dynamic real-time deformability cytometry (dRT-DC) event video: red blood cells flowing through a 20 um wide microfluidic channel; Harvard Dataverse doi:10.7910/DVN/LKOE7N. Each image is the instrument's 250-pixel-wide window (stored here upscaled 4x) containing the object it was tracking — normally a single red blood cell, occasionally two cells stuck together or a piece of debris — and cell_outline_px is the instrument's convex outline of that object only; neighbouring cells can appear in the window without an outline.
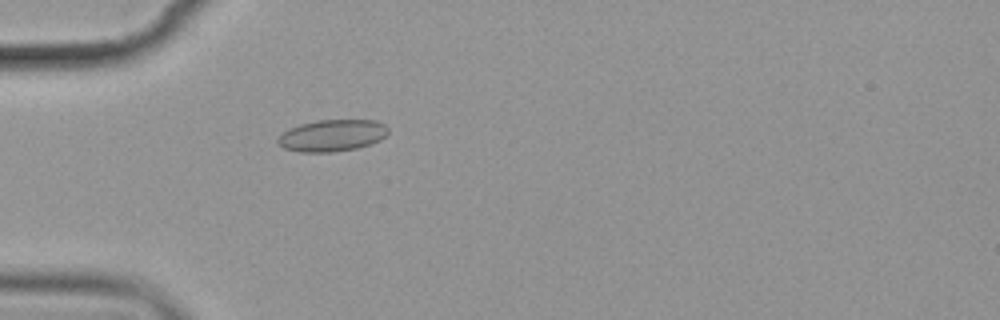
{"species": "common noctule bat (a hibernating species)", "species_latin": "Nyctalus noctula", "temperature_condition": "cold", "stored_images_in_passage": 4, "camera_frame_rate_fps": 3000, "um_per_image_px": 0.085, "animal": {"sex": "female", "body_mass_g": 19.9}, "frame": {"image": 1, "passage_image": 4, "time_ms": 3.667, "image_size_px": [1000, 320], "cell_outline_px": [[388, 132], [380, 140], [356, 148], [332, 152], [300, 152], [284, 148], [276, 140], [288, 128], [300, 124], [316, 120], [376, 120], [384, 124], [388, 128]], "centroid_in_image_um": [28.22, 11.51], "position_along_channel_um": 56.8, "area_um2": 20.29}}